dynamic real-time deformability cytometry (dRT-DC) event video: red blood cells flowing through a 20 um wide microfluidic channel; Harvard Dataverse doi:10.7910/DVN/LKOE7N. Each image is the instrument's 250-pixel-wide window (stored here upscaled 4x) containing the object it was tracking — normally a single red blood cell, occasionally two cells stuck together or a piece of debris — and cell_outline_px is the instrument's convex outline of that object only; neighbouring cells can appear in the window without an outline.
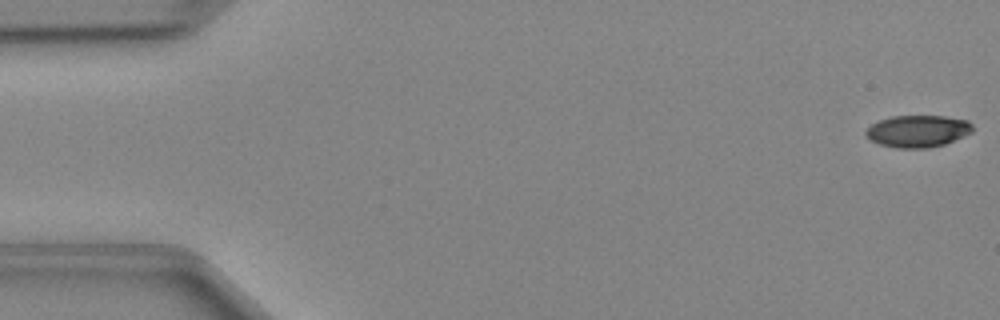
{"species": "Egyptian fruit bat (a non-hibernating species)", "species_latin": "Rousettus aegyptiacus", "temperature_condition": "cold", "stored_images_in_passage": 48, "camera_frame_rate_fps": 3000, "um_per_image_px": 0.085, "animal": {"sex": "female"}, "frame": {"image": 1, "passage_image": 1, "time_ms": 0.0, "image_size_px": [1000, 320], "cell_outline_px": [[972, 132], [944, 144], [928, 148], [896, 148], [880, 144], [864, 136], [864, 132], [872, 124], [880, 120], [892, 116], [944, 116], [968, 120], [972, 124]], "centroid_in_image_um": [78.0, 11.14], "position_along_channel_um": 7.0, "area_um2": 19.83}}
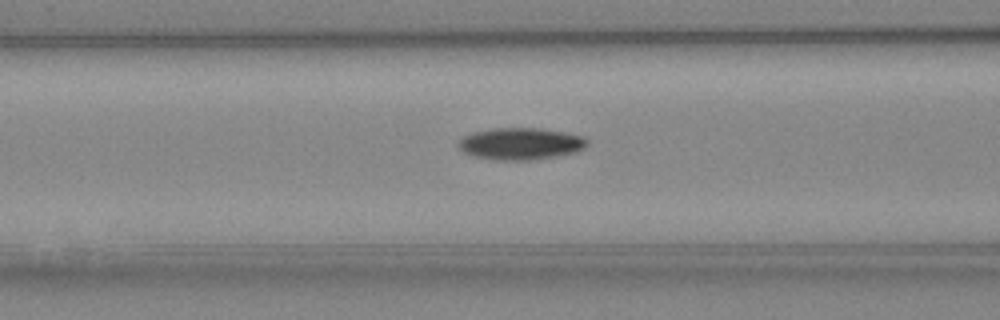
{"frame": {"image": 2, "passage_image": 19, "time_ms": 6.0, "image_size_px": [1000, 320], "cell_outline_px": [[588, 144], [584, 148], [576, 152], [556, 156], [528, 160], [492, 160], [472, 156], [464, 152], [456, 144], [464, 136], [476, 132], [492, 128], [540, 128], [564, 132], [584, 136], [588, 140]], "centroid_in_image_um": [44.26, 12.22], "position_along_channel_um": 122.3, "area_um2": 23.99}}
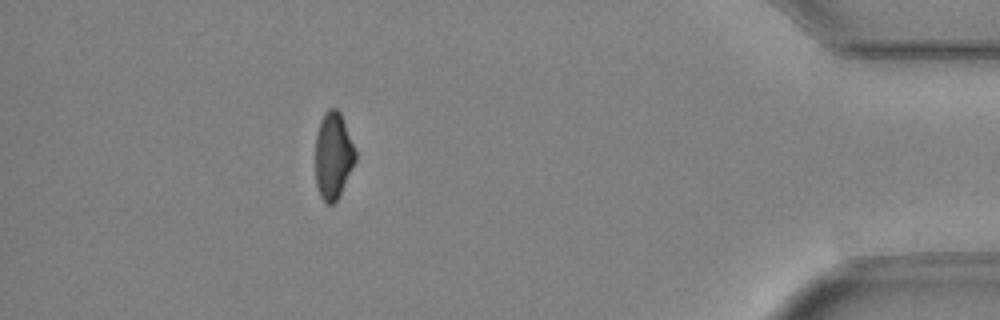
{"frame": {"image": 3, "passage_image": 43, "time_ms": 14.0, "image_size_px": [1000, 320], "cell_outline_px": [[356, 160], [336, 200], [332, 204], [324, 204], [320, 196], [316, 184], [316, 132], [320, 120], [324, 112], [328, 108], [336, 108], [340, 112], [356, 152]], "centroid_in_image_um": [28.3, 13.21], "position_along_channel_um": 406.9, "area_um2": 20.06}}